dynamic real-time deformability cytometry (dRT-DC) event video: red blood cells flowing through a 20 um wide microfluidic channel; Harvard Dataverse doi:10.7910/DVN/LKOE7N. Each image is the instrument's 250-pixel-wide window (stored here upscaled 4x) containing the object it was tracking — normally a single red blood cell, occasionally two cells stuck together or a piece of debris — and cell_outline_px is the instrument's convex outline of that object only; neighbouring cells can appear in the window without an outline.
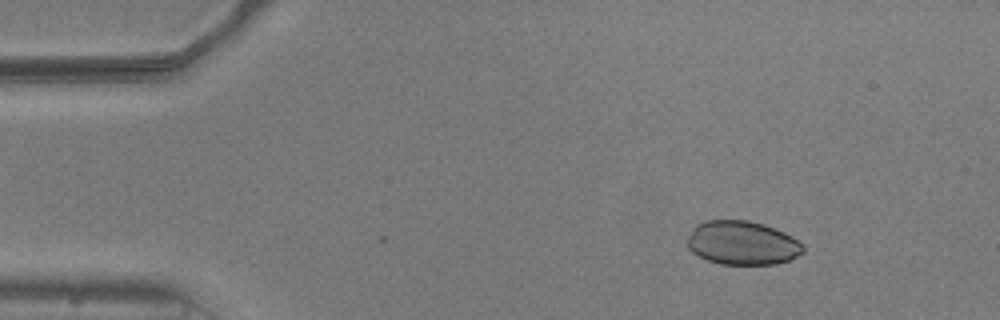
{"species": "common noctule bat (a hibernating species)", "species_latin": "Nyctalus noctula", "temperature_condition": "warm", "stored_images_in_passage": 3, "camera_frame_rate_fps": 3000, "um_per_image_px": 0.085, "animal": {"sex": "male", "body_mass_g": 20.5, "forearm_length_mm": 52.5}, "frame": {"image": 1, "passage_image": 1, "time_ms": 0.0, "image_size_px": [1000, 320], "cell_outline_px": [[804, 252], [788, 260], [776, 264], [720, 264], [708, 260], [692, 252], [688, 248], [688, 236], [692, 228], [696, 224], [704, 220], [748, 220], [764, 224], [784, 232], [792, 236], [804, 244]], "centroid_in_image_um": [63.1, 20.64], "position_along_channel_um": 21.9, "area_um2": 29.71}}